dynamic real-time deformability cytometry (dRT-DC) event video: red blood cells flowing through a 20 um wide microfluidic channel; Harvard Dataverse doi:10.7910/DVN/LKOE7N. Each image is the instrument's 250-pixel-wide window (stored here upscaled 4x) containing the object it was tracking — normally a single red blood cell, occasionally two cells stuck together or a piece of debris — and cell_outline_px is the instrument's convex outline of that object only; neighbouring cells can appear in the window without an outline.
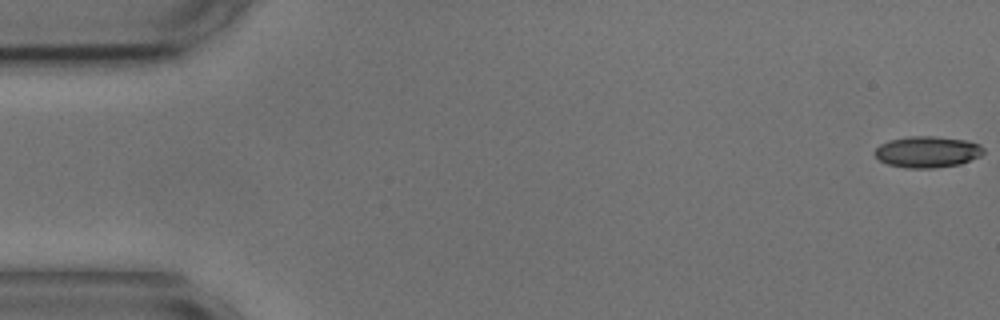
{"species": "common noctule bat (a hibernating species)", "species_latin": "Nyctalus noctula", "temperature_condition": "cold", "stored_images_in_passage": 55, "camera_frame_rate_fps": 3000, "um_per_image_px": 0.085, "animal": {"sex": "male", "body_mass_g": 17.9, "forearm_length_mm": 54.2}, "frame": {"image": 1, "passage_image": 1, "time_ms": 0.0, "image_size_px": [1000, 320], "cell_outline_px": [[984, 152], [980, 156], [960, 164], [936, 168], [904, 168], [888, 164], [880, 160], [872, 152], [880, 144], [888, 140], [908, 136], [932, 136], [964, 140], [980, 144], [984, 148]], "centroid_in_image_um": [78.8, 12.91], "position_along_channel_um": 6.2, "area_um2": 19.94}}
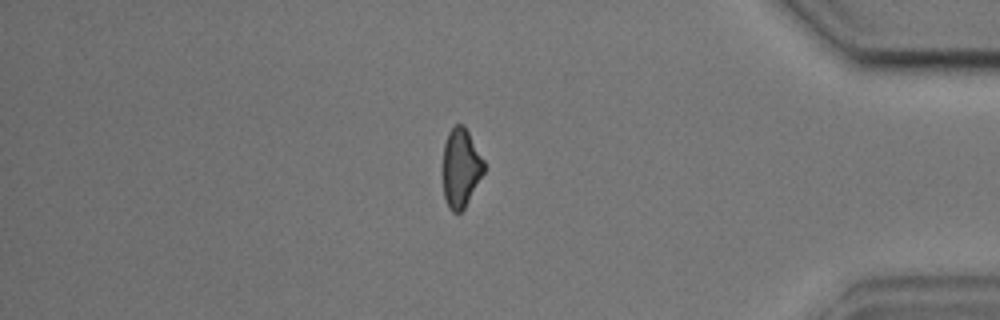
{"frame": {"image": 2, "passage_image": 47, "time_ms": 15.333, "image_size_px": [1000, 320], "cell_outline_px": [[484, 172], [464, 208], [460, 212], [452, 212], [448, 208], [444, 196], [444, 144], [448, 132], [456, 124], [464, 124], [484, 160]], "centroid_in_image_um": [39.17, 14.25], "position_along_channel_um": 396.0, "area_um2": 18.61}}
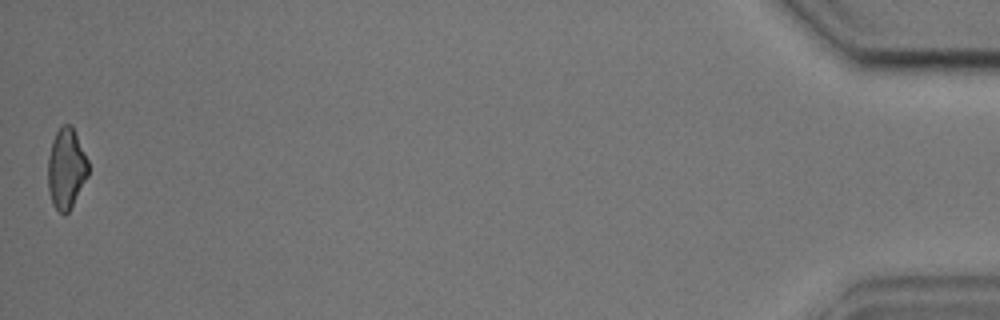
{"frame": {"image": 3, "passage_image": 55, "time_ms": 18.0, "image_size_px": [1000, 320], "cell_outline_px": [[88, 176], [68, 212], [64, 216], [52, 204], [48, 188], [48, 156], [52, 140], [56, 132], [64, 124], [72, 124], [88, 160]], "centroid_in_image_um": [5.63, 14.31], "position_along_channel_um": 429.6, "area_um2": 18.9}, "authors_computed_cell_mechanics": {"area_um2": 20.1722, "velocity_mm_per_s": 3.6223, "shape_relaxation_time_tau1_ms": 3.6889, "shape_relaxation_time_tau2_ms": 4.4514, "deformation_change_tau1": 0.1052, "deformation_change_tau2": 0.1359}}